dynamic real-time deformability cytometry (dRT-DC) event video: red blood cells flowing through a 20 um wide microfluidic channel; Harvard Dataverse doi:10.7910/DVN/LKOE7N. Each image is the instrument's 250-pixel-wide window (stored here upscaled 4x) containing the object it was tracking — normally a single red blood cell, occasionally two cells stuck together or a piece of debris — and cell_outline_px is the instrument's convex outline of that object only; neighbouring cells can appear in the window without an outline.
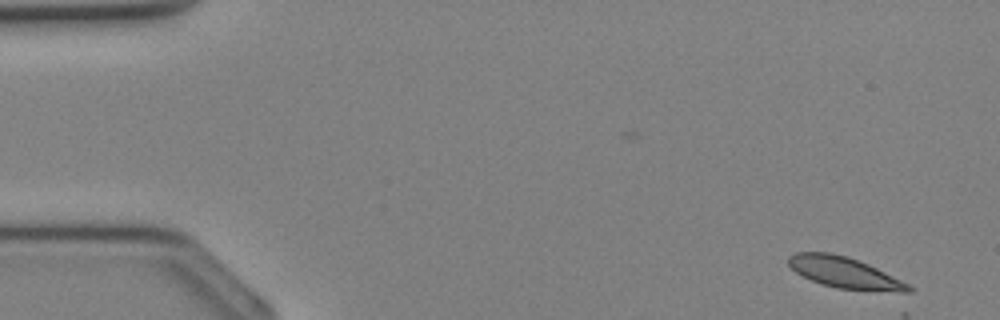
{"species": "Egyptian fruit bat (a non-hibernating species)", "species_latin": "Rousettus aegyptiacus", "temperature_condition": "cold", "stored_images_in_passage": 4, "camera_frame_rate_fps": 3000, "um_per_image_px": 0.085, "animal": {"sex": "female"}, "frame": {"image": 1, "passage_image": 1, "time_ms": 0.0, "image_size_px": [1000, 320], "cell_outline_px": [[916, 288], [912, 292], [900, 292], [836, 288], [812, 280], [796, 272], [788, 264], [788, 256], [796, 252], [828, 252], [848, 256], [868, 264]], "centroid_in_image_um": [71.79, 23.16], "position_along_channel_um": 13.2, "area_um2": 21.5}}